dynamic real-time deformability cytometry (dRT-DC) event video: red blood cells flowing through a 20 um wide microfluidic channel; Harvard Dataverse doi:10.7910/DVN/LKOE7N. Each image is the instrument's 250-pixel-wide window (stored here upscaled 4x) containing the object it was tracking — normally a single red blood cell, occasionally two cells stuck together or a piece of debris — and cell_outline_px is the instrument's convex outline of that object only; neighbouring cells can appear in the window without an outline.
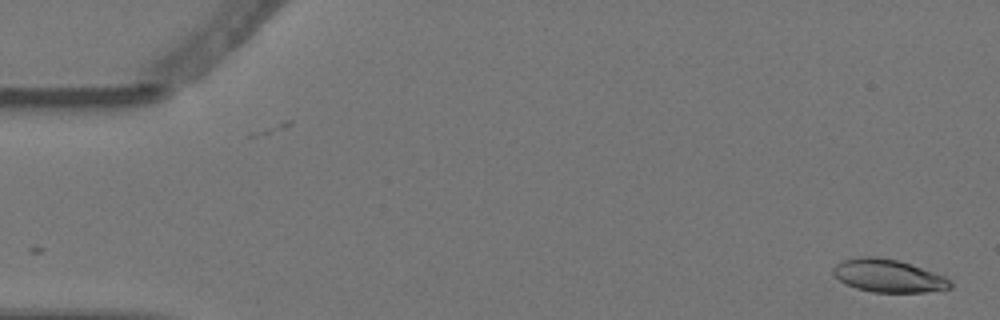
{"species": "Egyptian fruit bat (a non-hibernating species)", "species_latin": "Rousettus aegyptiacus", "temperature_condition": "warm", "stored_images_in_passage": 2, "camera_frame_rate_fps": 3000, "um_per_image_px": 0.085, "animal": {"sex": "female"}, "frame": {"image": 1, "passage_image": 2, "time_ms": 0.333, "image_size_px": [1000, 320], "cell_outline_px": [[952, 288], [944, 292], [872, 292], [856, 288], [840, 280], [832, 272], [832, 268], [836, 264], [844, 260], [860, 256], [876, 256], [896, 260], [944, 276], [952, 280]], "centroid_in_image_um": [75.55, 23.46], "position_along_channel_um": 9.4, "area_um2": 22.43}}